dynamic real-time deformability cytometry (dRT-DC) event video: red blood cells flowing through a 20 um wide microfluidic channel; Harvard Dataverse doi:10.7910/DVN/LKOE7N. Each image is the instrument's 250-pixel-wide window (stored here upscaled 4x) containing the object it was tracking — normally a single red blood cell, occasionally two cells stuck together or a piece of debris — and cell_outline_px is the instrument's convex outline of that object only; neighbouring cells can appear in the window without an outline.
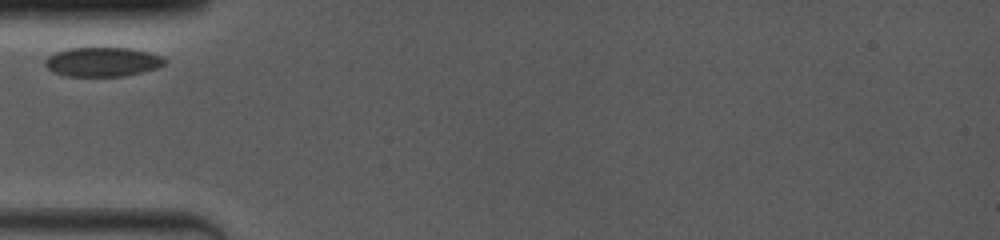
{"species": "common noctule bat (a hibernating species)", "species_latin": "Nyctalus noctula", "temperature_condition": "room temperature", "stored_images_in_passage": 8, "camera_frame_rate_fps": 4000, "um_per_image_px": 0.085, "animal": {"sex": "female", "body_mass_g": 19.0, "forearm_length_mm": 53.3}, "frame": {"image": 1, "passage_image": 1, "time_ms": 0.0, "image_size_px": [1000, 240], "cell_outline_px": [[168, 60], [160, 68], [124, 76], [68, 76], [52, 72], [44, 64], [44, 60], [48, 56], [56, 52], [68, 48], [128, 48], [148, 52], [160, 56]], "centroid_in_image_um": [8.72, 5.26], "position_along_channel_um": 76.3, "area_um2": 20.46}}
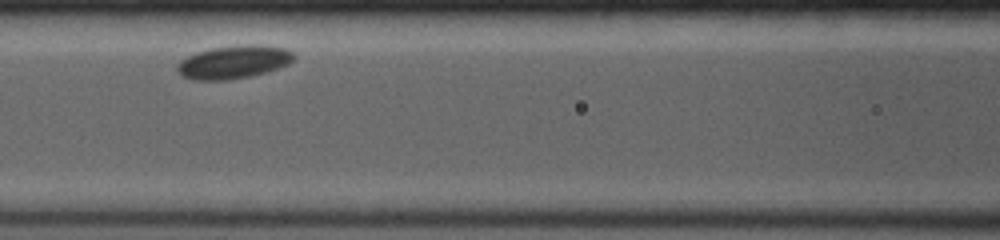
{"frame": {"image": 2, "passage_image": 5, "time_ms": 2.0, "image_size_px": [1000, 240], "cell_outline_px": [[296, 56], [288, 64], [280, 68], [248, 76], [228, 80], [192, 80], [184, 76], [176, 68], [176, 64], [180, 60], [196, 52], [212, 48], [244, 44], [260, 44], [284, 48], [292, 52]], "centroid_in_image_um": [19.86, 5.26], "position_along_channel_um": 146.7, "area_um2": 22.48}}
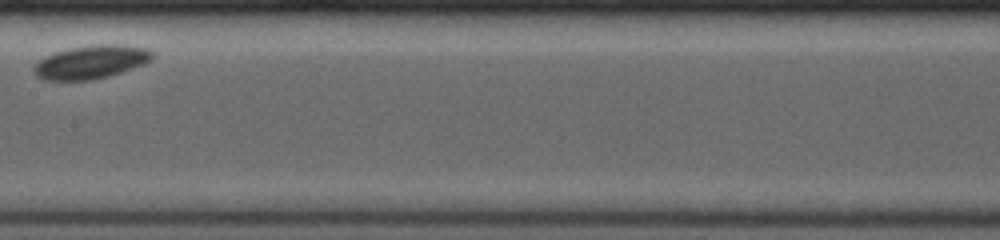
{"frame": {"image": 3, "passage_image": 7, "time_ms": 3.5, "image_size_px": [1000, 240], "cell_outline_px": [[156, 56], [152, 60], [144, 64], [108, 76], [92, 80], [44, 80], [36, 76], [32, 72], [32, 68], [40, 60], [56, 52], [68, 48], [96, 44], [120, 44], [148, 48]], "centroid_in_image_um": [7.76, 5.26], "position_along_channel_um": 199.6, "area_um2": 23.12}}